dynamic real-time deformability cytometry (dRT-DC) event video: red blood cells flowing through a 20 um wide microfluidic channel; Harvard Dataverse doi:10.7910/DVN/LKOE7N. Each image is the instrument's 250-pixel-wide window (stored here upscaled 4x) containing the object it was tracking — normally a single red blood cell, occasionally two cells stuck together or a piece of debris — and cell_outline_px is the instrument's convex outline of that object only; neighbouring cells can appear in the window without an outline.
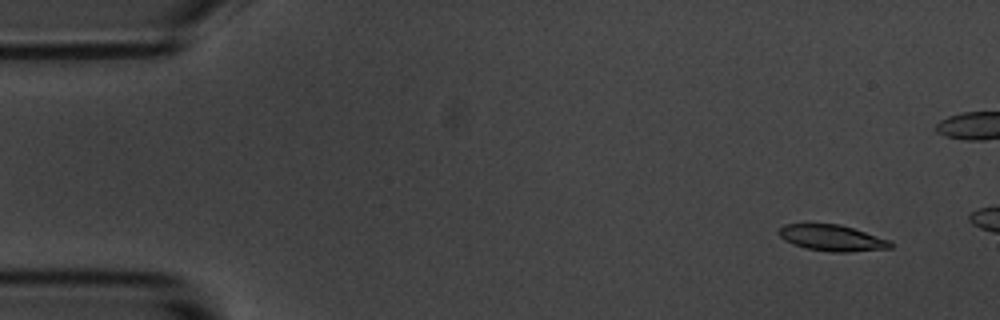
{"species": "common noctule bat (a hibernating species)", "species_latin": "Nyctalus noctula", "temperature_condition": "room temperature", "stored_images_in_passage": 4, "camera_frame_rate_fps": 3000, "um_per_image_px": 0.085, "animal": {"sex": "male", "body_mass_g": 20.1, "forearm_length_mm": 53.5}, "frame": {"image": 1, "passage_image": 1, "time_ms": 0.0, "image_size_px": [1000, 320], "cell_outline_px": [[892, 248], [848, 252], [832, 252], [804, 248], [792, 244], [784, 240], [776, 232], [784, 224], [840, 224], [892, 240]], "centroid_in_image_um": [70.73, 20.23], "position_along_channel_um": 14.3, "area_um2": 17.17}}